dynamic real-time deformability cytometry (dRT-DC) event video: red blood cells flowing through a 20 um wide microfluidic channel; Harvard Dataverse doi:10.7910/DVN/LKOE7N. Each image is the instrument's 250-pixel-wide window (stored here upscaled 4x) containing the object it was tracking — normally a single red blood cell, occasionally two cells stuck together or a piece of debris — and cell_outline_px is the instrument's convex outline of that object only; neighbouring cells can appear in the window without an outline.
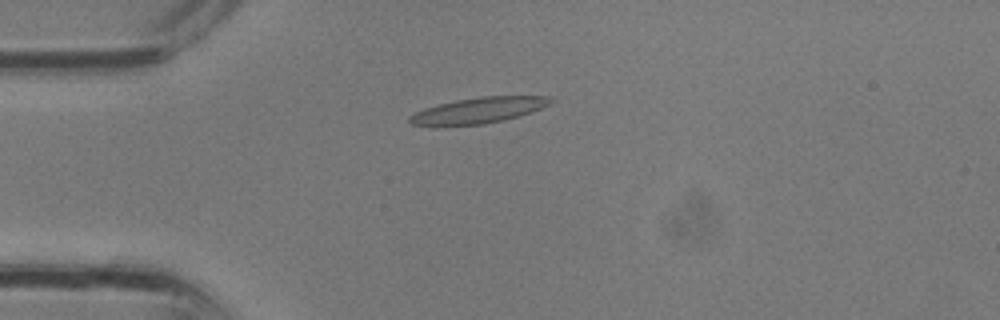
{"species": "common noctule bat (a hibernating species)", "species_latin": "Nyctalus noctula", "temperature_condition": "room temperature", "stored_images_in_passage": 1, "camera_frame_rate_fps": 3000, "um_per_image_px": 0.085, "animal": {"sex": "male", "body_mass_g": 13.3}, "frame": {"image": 1, "passage_image": 1, "time_ms": 0.0, "image_size_px": [1000, 320], "cell_outline_px": [[556, 100], [532, 112], [504, 120], [484, 124], [412, 124], [408, 120], [408, 116], [424, 108], [456, 100], [480, 96], [548, 96]], "centroid_in_image_um": [40.74, 9.35], "position_along_channel_um": 44.3, "area_um2": 20.69}}